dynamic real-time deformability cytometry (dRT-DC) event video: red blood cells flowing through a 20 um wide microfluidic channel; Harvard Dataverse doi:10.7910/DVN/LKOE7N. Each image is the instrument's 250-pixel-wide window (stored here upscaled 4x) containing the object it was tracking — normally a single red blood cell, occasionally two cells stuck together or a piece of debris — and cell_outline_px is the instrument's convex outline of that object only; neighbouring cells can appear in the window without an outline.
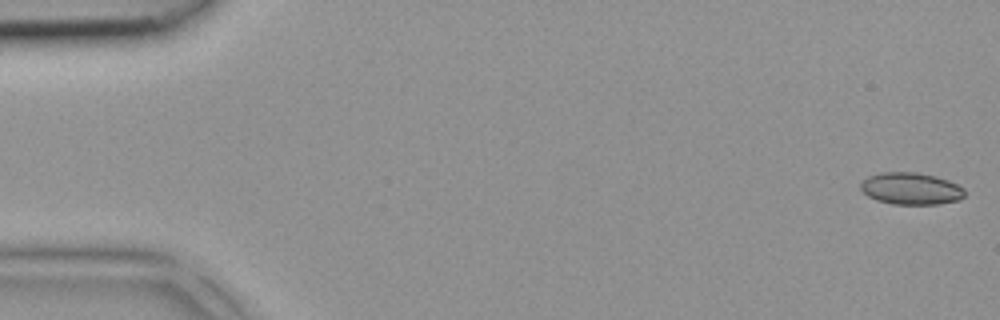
{"species": "common noctule bat (a hibernating species)", "species_latin": "Nyctalus noctula", "temperature_condition": "room temperature", "stored_images_in_passage": 43, "camera_frame_rate_fps": 3000, "um_per_image_px": 0.085, "animal": {"sex": "female", "body_mass_g": 18.4}, "frame": {"image": 1, "passage_image": 1, "time_ms": 0.0, "image_size_px": [1000, 320], "cell_outline_px": [[964, 196], [960, 200], [936, 204], [892, 204], [876, 200], [868, 196], [860, 188], [860, 184], [868, 176], [880, 172], [916, 172], [936, 176], [948, 180], [964, 188]], "centroid_in_image_um": [77.43, 16.03], "position_along_channel_um": 7.6, "area_um2": 19.42}}
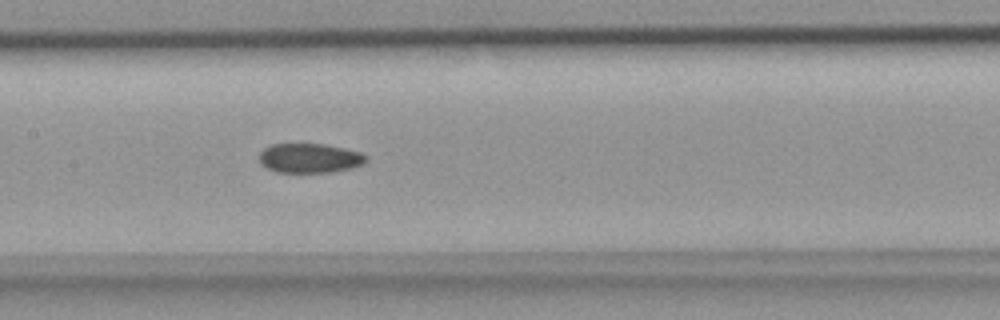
{"frame": {"image": 2, "passage_image": 21, "time_ms": 6.667, "image_size_px": [1000, 320], "cell_outline_px": [[368, 160], [364, 164], [352, 168], [332, 172], [276, 172], [260, 164], [260, 152], [264, 148], [272, 144], [324, 144], [344, 148], [360, 152], [368, 156]], "centroid_in_image_um": [26.35, 13.44], "position_along_channel_um": 181.0, "area_um2": 18.44}}
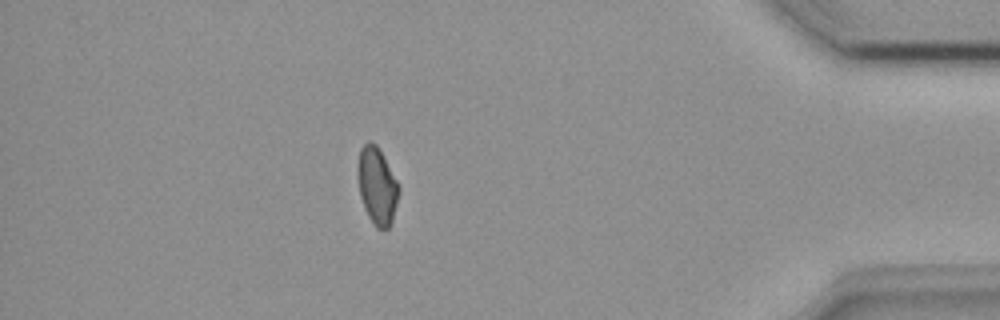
{"frame": {"image": 3, "passage_image": 38, "time_ms": 12.333, "image_size_px": [1000, 320], "cell_outline_px": [[400, 188], [392, 220], [388, 228], [376, 228], [372, 224], [364, 208], [360, 196], [356, 176], [356, 172], [360, 148], [368, 140], [376, 144], [400, 184]], "centroid_in_image_um": [32.03, 15.77], "position_along_channel_um": 403.2, "area_um2": 18.67}}